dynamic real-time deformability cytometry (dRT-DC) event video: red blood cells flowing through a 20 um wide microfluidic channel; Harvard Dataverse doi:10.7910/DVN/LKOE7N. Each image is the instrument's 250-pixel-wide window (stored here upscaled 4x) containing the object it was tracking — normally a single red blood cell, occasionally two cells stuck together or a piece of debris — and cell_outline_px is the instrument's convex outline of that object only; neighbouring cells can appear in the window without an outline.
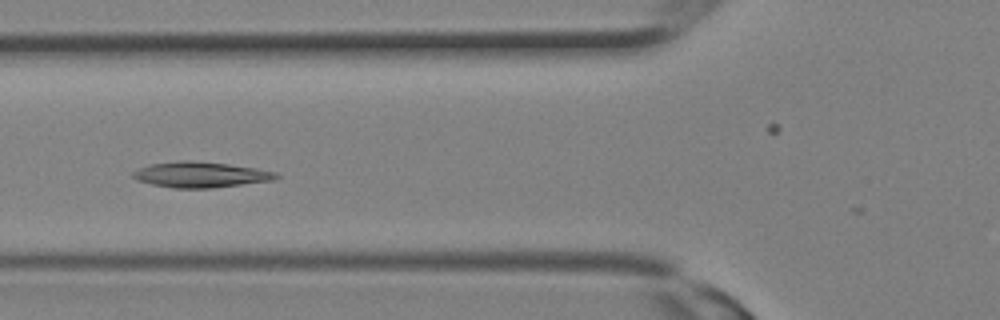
{"species": "Egyptian fruit bat (a non-hibernating species)", "species_latin": "Rousettus aegyptiacus", "temperature_condition": "room temperature", "stored_images_in_passage": 24, "camera_frame_rate_fps": 3000, "um_per_image_px": 0.085, "animal": {"sex": "female"}, "frame": {"image": 1, "passage_image": 8, "time_ms": 2.333, "image_size_px": [1000, 320], "cell_outline_px": [[280, 176], [276, 180], [212, 188], [172, 188], [152, 184], [136, 180], [132, 176], [132, 172], [148, 164], [180, 160], [188, 160], [228, 164], [256, 168], [276, 172]], "centroid_in_image_um": [17.05, 14.84], "position_along_channel_um": 108.7, "area_um2": 21.5}}
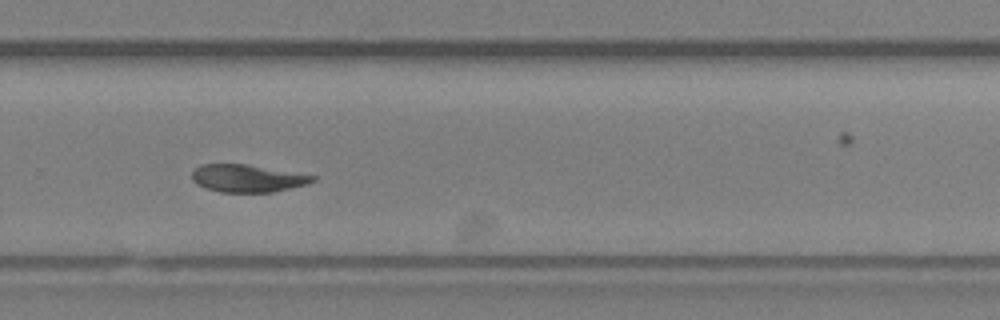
{"frame": {"image": 2, "passage_image": 17, "time_ms": 5.333, "image_size_px": [1000, 320], "cell_outline_px": [[316, 180], [304, 184], [272, 192], [220, 192], [196, 184], [192, 180], [192, 172], [200, 164], [248, 164], [316, 176]], "centroid_in_image_um": [20.99, 15.15], "position_along_channel_um": 308.8, "area_um2": 19.13}}
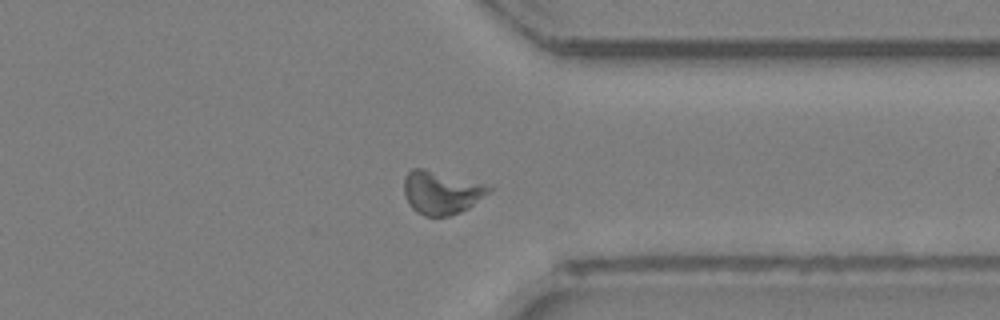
{"frame": {"image": 3, "passage_image": 20, "time_ms": 6.333, "image_size_px": [1000, 320], "cell_outline_px": [[492, 192], [468, 208], [460, 212], [448, 216], [424, 216], [416, 212], [408, 204], [404, 196], [404, 180], [408, 172], [412, 168], [424, 168], [484, 184], [492, 188]], "centroid_in_image_um": [37.5, 16.37], "position_along_channel_um": 373.9, "area_um2": 21.39}}